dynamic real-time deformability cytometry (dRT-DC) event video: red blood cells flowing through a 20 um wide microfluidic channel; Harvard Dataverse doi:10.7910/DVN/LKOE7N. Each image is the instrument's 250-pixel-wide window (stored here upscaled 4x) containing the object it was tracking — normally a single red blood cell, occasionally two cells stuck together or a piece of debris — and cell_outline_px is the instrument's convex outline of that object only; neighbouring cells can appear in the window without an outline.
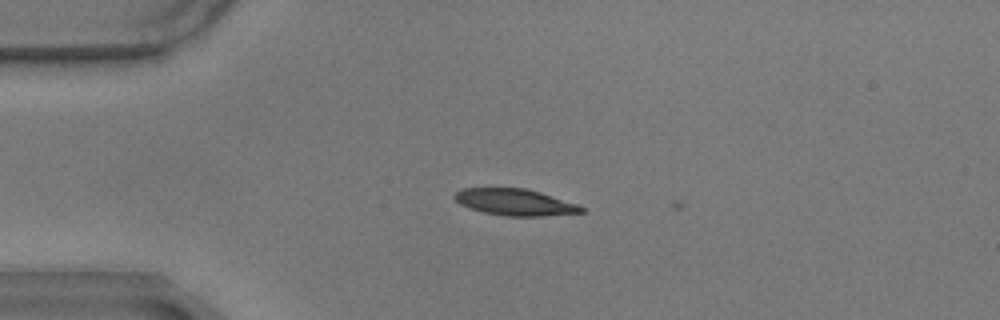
{"species": "common noctule bat (a hibernating species)", "species_latin": "Nyctalus noctula", "temperature_condition": "warm", "stored_images_in_passage": 4, "camera_frame_rate_fps": 3000, "um_per_image_px": 0.085, "animal": {"sex": "male", "body_mass_g": 17.9}, "frame": {"image": 1, "passage_image": 2, "time_ms": 0.333, "image_size_px": [1000, 320], "cell_outline_px": [[584, 212], [540, 216], [504, 216], [484, 212], [460, 204], [452, 196], [456, 192], [464, 188], [524, 188], [540, 192], [576, 204], [584, 208]], "centroid_in_image_um": [43.75, 17.18], "position_along_channel_um": 41.3, "area_um2": 19.31}}